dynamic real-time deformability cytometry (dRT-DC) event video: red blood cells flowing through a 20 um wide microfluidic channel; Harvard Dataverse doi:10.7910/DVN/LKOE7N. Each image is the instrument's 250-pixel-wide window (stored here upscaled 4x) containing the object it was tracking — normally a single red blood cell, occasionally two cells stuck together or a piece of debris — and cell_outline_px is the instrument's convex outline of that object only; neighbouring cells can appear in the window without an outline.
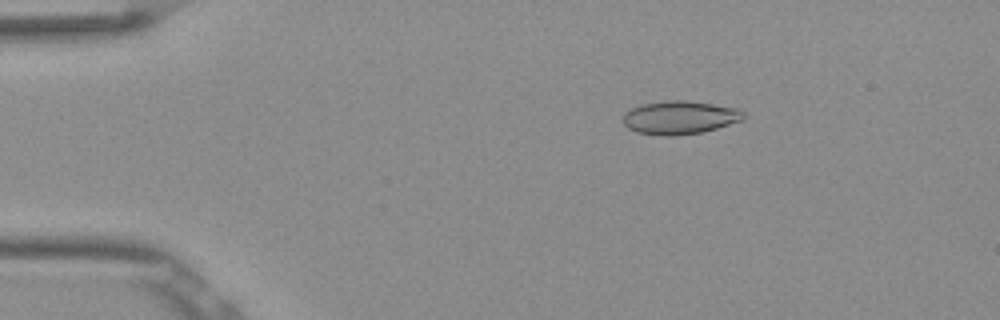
{"species": "Egyptian fruit bat (a non-hibernating species)", "species_latin": "Rousettus aegyptiacus", "temperature_condition": "room temperature", "stored_images_in_passage": 44, "camera_frame_rate_fps": 3000, "um_per_image_px": 0.085, "frame": {"image": 1, "passage_image": 1, "time_ms": 0.0, "image_size_px": [1000, 320], "cell_outline_px": [[744, 120], [716, 128], [700, 132], [672, 136], [664, 136], [636, 132], [628, 128], [620, 120], [624, 112], [640, 104], [668, 100], [684, 100], [740, 108], [744, 112]], "centroid_in_image_um": [57.75, 9.98], "position_along_channel_um": 27.3, "area_um2": 23.58}}
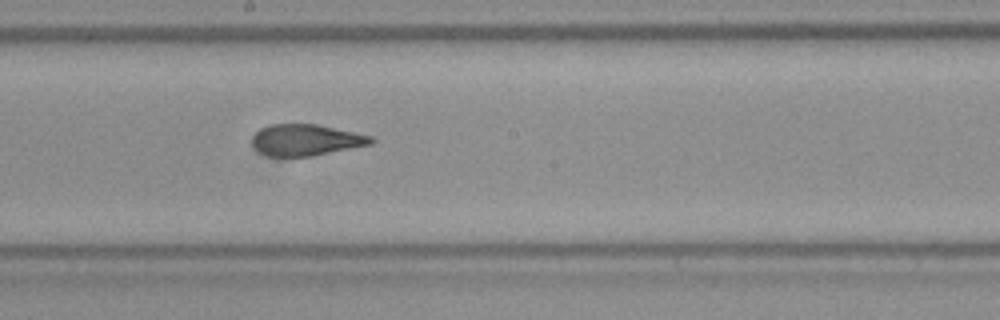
{"frame": {"image": 2, "passage_image": 21, "time_ms": 6.667, "image_size_px": [1000, 320], "cell_outline_px": [[376, 140], [372, 144], [312, 156], [268, 156], [260, 152], [252, 144], [252, 136], [260, 128], [268, 124], [316, 124], [372, 136]], "centroid_in_image_um": [26.0, 11.89], "position_along_channel_um": 222.2, "area_um2": 21.68}}
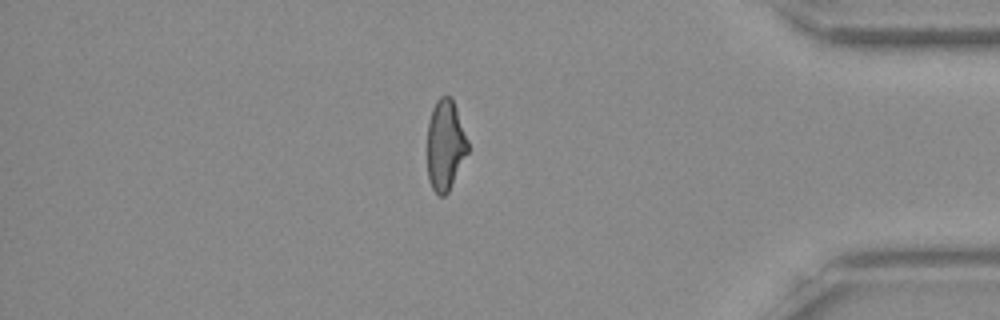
{"frame": {"image": 3, "passage_image": 37, "time_ms": 12.0, "image_size_px": [1000, 320], "cell_outline_px": [[468, 152], [448, 192], [444, 196], [440, 196], [432, 188], [428, 180], [428, 120], [432, 108], [436, 100], [440, 96], [452, 96], [468, 140]], "centroid_in_image_um": [37.85, 12.3], "position_along_channel_um": 397.4, "area_um2": 21.44}, "authors_computed_cell_mechanics": {"area_um2": 22.6865, "velocity_mm_per_s": 3.8834, "shape_relaxation_time_tau1_ms": null, "shape_relaxation_time_tau2_ms": 1.3048, "deformation_change_tau1": null, "deformation_change_tau2": 0.0847}}